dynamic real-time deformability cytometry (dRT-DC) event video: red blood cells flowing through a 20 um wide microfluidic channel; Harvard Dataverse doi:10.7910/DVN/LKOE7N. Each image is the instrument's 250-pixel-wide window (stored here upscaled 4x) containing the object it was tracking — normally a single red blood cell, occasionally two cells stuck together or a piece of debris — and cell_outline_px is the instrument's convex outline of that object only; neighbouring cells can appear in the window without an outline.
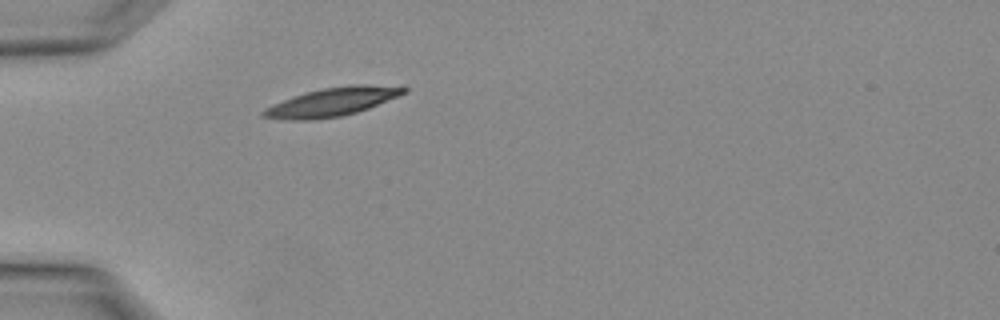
{"species": "Egyptian fruit bat (a non-hibernating species)", "species_latin": "Rousettus aegyptiacus", "temperature_condition": "warm", "stored_images_in_passage": 1, "camera_frame_rate_fps": 3000, "um_per_image_px": 0.085, "animal": {"sex": "female"}, "frame": {"image": 1, "passage_image": 1, "time_ms": 0.0, "image_size_px": [1000, 320], "cell_outline_px": [[408, 92], [368, 108], [356, 112], [340, 116], [316, 120], [288, 120], [260, 116], [260, 112], [264, 108], [292, 96], [304, 92], [320, 88], [352, 84], [404, 84], [408, 88]], "centroid_in_image_um": [28.29, 8.63], "position_along_channel_um": 56.7, "area_um2": 23.93}}